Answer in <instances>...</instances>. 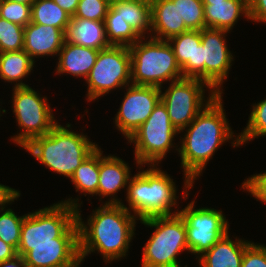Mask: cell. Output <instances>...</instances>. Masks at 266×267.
Returning <instances> with one entry per match:
<instances>
[{
    "label": "cell",
    "mask_w": 266,
    "mask_h": 267,
    "mask_svg": "<svg viewBox=\"0 0 266 267\" xmlns=\"http://www.w3.org/2000/svg\"><path fill=\"white\" fill-rule=\"evenodd\" d=\"M6 207L5 205L0 208V239L17 251L21 226L26 214L18 216L11 208L6 209Z\"/></svg>",
    "instance_id": "f1b7e54d"
},
{
    "label": "cell",
    "mask_w": 266,
    "mask_h": 267,
    "mask_svg": "<svg viewBox=\"0 0 266 267\" xmlns=\"http://www.w3.org/2000/svg\"><path fill=\"white\" fill-rule=\"evenodd\" d=\"M72 184L76 188V192L84 196L97 195L99 184V147L89 155L81 165L75 170L70 177Z\"/></svg>",
    "instance_id": "484cf974"
},
{
    "label": "cell",
    "mask_w": 266,
    "mask_h": 267,
    "mask_svg": "<svg viewBox=\"0 0 266 267\" xmlns=\"http://www.w3.org/2000/svg\"><path fill=\"white\" fill-rule=\"evenodd\" d=\"M35 62L22 50L0 53V79L14 84V88L28 87L22 82L31 72ZM23 79V80H22Z\"/></svg>",
    "instance_id": "cb8c5ba5"
},
{
    "label": "cell",
    "mask_w": 266,
    "mask_h": 267,
    "mask_svg": "<svg viewBox=\"0 0 266 267\" xmlns=\"http://www.w3.org/2000/svg\"><path fill=\"white\" fill-rule=\"evenodd\" d=\"M17 255L23 256L27 267H62L79 257L78 238H56V243L19 244Z\"/></svg>",
    "instance_id": "9a60e30c"
},
{
    "label": "cell",
    "mask_w": 266,
    "mask_h": 267,
    "mask_svg": "<svg viewBox=\"0 0 266 267\" xmlns=\"http://www.w3.org/2000/svg\"><path fill=\"white\" fill-rule=\"evenodd\" d=\"M87 101L92 102L131 82V55L128 46L110 45L99 51L96 62L86 78Z\"/></svg>",
    "instance_id": "30bf717a"
},
{
    "label": "cell",
    "mask_w": 266,
    "mask_h": 267,
    "mask_svg": "<svg viewBox=\"0 0 266 267\" xmlns=\"http://www.w3.org/2000/svg\"><path fill=\"white\" fill-rule=\"evenodd\" d=\"M241 267H266V246L251 242L245 248Z\"/></svg>",
    "instance_id": "e575fe53"
},
{
    "label": "cell",
    "mask_w": 266,
    "mask_h": 267,
    "mask_svg": "<svg viewBox=\"0 0 266 267\" xmlns=\"http://www.w3.org/2000/svg\"><path fill=\"white\" fill-rule=\"evenodd\" d=\"M195 78L204 81L203 45H196Z\"/></svg>",
    "instance_id": "f35d334b"
},
{
    "label": "cell",
    "mask_w": 266,
    "mask_h": 267,
    "mask_svg": "<svg viewBox=\"0 0 266 267\" xmlns=\"http://www.w3.org/2000/svg\"><path fill=\"white\" fill-rule=\"evenodd\" d=\"M79 198H69L50 207L27 213L21 226L19 244L56 243V238H78L76 208Z\"/></svg>",
    "instance_id": "8992f818"
},
{
    "label": "cell",
    "mask_w": 266,
    "mask_h": 267,
    "mask_svg": "<svg viewBox=\"0 0 266 267\" xmlns=\"http://www.w3.org/2000/svg\"><path fill=\"white\" fill-rule=\"evenodd\" d=\"M71 16L53 0H35L31 5V22L50 25L61 29L64 33Z\"/></svg>",
    "instance_id": "4316f807"
},
{
    "label": "cell",
    "mask_w": 266,
    "mask_h": 267,
    "mask_svg": "<svg viewBox=\"0 0 266 267\" xmlns=\"http://www.w3.org/2000/svg\"><path fill=\"white\" fill-rule=\"evenodd\" d=\"M107 41L110 45L131 46L142 37L111 6L104 20Z\"/></svg>",
    "instance_id": "83f0119b"
},
{
    "label": "cell",
    "mask_w": 266,
    "mask_h": 267,
    "mask_svg": "<svg viewBox=\"0 0 266 267\" xmlns=\"http://www.w3.org/2000/svg\"><path fill=\"white\" fill-rule=\"evenodd\" d=\"M100 50L88 48L64 41L58 53L55 73L70 74L86 80L93 68Z\"/></svg>",
    "instance_id": "ffe728a7"
},
{
    "label": "cell",
    "mask_w": 266,
    "mask_h": 267,
    "mask_svg": "<svg viewBox=\"0 0 266 267\" xmlns=\"http://www.w3.org/2000/svg\"><path fill=\"white\" fill-rule=\"evenodd\" d=\"M179 131L172 125L167 109L160 101L148 119L131 135L128 142L135 145V163L140 170L143 165H158L174 146V136ZM142 167V169H141Z\"/></svg>",
    "instance_id": "ba28073f"
},
{
    "label": "cell",
    "mask_w": 266,
    "mask_h": 267,
    "mask_svg": "<svg viewBox=\"0 0 266 267\" xmlns=\"http://www.w3.org/2000/svg\"><path fill=\"white\" fill-rule=\"evenodd\" d=\"M232 240L227 233L217 241L210 249L202 253L198 258L201 267H241L245 248L251 241L244 239Z\"/></svg>",
    "instance_id": "44dd1931"
},
{
    "label": "cell",
    "mask_w": 266,
    "mask_h": 267,
    "mask_svg": "<svg viewBox=\"0 0 266 267\" xmlns=\"http://www.w3.org/2000/svg\"><path fill=\"white\" fill-rule=\"evenodd\" d=\"M24 48V27L0 17V53Z\"/></svg>",
    "instance_id": "1f68e13d"
},
{
    "label": "cell",
    "mask_w": 266,
    "mask_h": 267,
    "mask_svg": "<svg viewBox=\"0 0 266 267\" xmlns=\"http://www.w3.org/2000/svg\"><path fill=\"white\" fill-rule=\"evenodd\" d=\"M20 192L9 186L0 184V208L11 204L20 197Z\"/></svg>",
    "instance_id": "74e56055"
},
{
    "label": "cell",
    "mask_w": 266,
    "mask_h": 267,
    "mask_svg": "<svg viewBox=\"0 0 266 267\" xmlns=\"http://www.w3.org/2000/svg\"><path fill=\"white\" fill-rule=\"evenodd\" d=\"M47 99L30 86L13 87L12 110L22 131L11 139L19 147L26 146L35 137L48 134L58 123Z\"/></svg>",
    "instance_id": "9c48e42d"
},
{
    "label": "cell",
    "mask_w": 266,
    "mask_h": 267,
    "mask_svg": "<svg viewBox=\"0 0 266 267\" xmlns=\"http://www.w3.org/2000/svg\"><path fill=\"white\" fill-rule=\"evenodd\" d=\"M195 200L179 211L186 227L189 253L199 257L229 231V223L221 210L201 207L195 209Z\"/></svg>",
    "instance_id": "7c38bea8"
},
{
    "label": "cell",
    "mask_w": 266,
    "mask_h": 267,
    "mask_svg": "<svg viewBox=\"0 0 266 267\" xmlns=\"http://www.w3.org/2000/svg\"><path fill=\"white\" fill-rule=\"evenodd\" d=\"M0 267H27L23 256L16 255L14 258L0 262Z\"/></svg>",
    "instance_id": "b9f144b4"
},
{
    "label": "cell",
    "mask_w": 266,
    "mask_h": 267,
    "mask_svg": "<svg viewBox=\"0 0 266 267\" xmlns=\"http://www.w3.org/2000/svg\"><path fill=\"white\" fill-rule=\"evenodd\" d=\"M0 17L25 27L31 22V5L0 0Z\"/></svg>",
    "instance_id": "d6a6232c"
},
{
    "label": "cell",
    "mask_w": 266,
    "mask_h": 267,
    "mask_svg": "<svg viewBox=\"0 0 266 267\" xmlns=\"http://www.w3.org/2000/svg\"><path fill=\"white\" fill-rule=\"evenodd\" d=\"M148 38L147 41L142 37L129 46L132 84L163 88V82L182 79L181 68L169 42Z\"/></svg>",
    "instance_id": "5b68a950"
},
{
    "label": "cell",
    "mask_w": 266,
    "mask_h": 267,
    "mask_svg": "<svg viewBox=\"0 0 266 267\" xmlns=\"http://www.w3.org/2000/svg\"><path fill=\"white\" fill-rule=\"evenodd\" d=\"M223 105L222 94H217L195 119L179 132L180 134L186 131L184 137H180V147L176 148L181 157L185 177L183 199H188V190L193 188L194 180L203 174L207 162L221 145L231 139L233 147L241 146L239 135L234 138Z\"/></svg>",
    "instance_id": "6da1fadb"
},
{
    "label": "cell",
    "mask_w": 266,
    "mask_h": 267,
    "mask_svg": "<svg viewBox=\"0 0 266 267\" xmlns=\"http://www.w3.org/2000/svg\"><path fill=\"white\" fill-rule=\"evenodd\" d=\"M177 2L178 12L189 30L201 31L205 26L202 0H171Z\"/></svg>",
    "instance_id": "4dcf8cb0"
},
{
    "label": "cell",
    "mask_w": 266,
    "mask_h": 267,
    "mask_svg": "<svg viewBox=\"0 0 266 267\" xmlns=\"http://www.w3.org/2000/svg\"><path fill=\"white\" fill-rule=\"evenodd\" d=\"M249 19L266 23V0H248Z\"/></svg>",
    "instance_id": "8d00e7d4"
},
{
    "label": "cell",
    "mask_w": 266,
    "mask_h": 267,
    "mask_svg": "<svg viewBox=\"0 0 266 267\" xmlns=\"http://www.w3.org/2000/svg\"><path fill=\"white\" fill-rule=\"evenodd\" d=\"M205 87L210 91L207 98L204 96L207 90L204 89ZM160 95L172 125L180 132L214 99L217 93L205 81L182 78L170 82L165 92L160 88Z\"/></svg>",
    "instance_id": "8fae6325"
},
{
    "label": "cell",
    "mask_w": 266,
    "mask_h": 267,
    "mask_svg": "<svg viewBox=\"0 0 266 267\" xmlns=\"http://www.w3.org/2000/svg\"><path fill=\"white\" fill-rule=\"evenodd\" d=\"M111 4V0H79L77 10L72 17L104 21Z\"/></svg>",
    "instance_id": "836d02e7"
},
{
    "label": "cell",
    "mask_w": 266,
    "mask_h": 267,
    "mask_svg": "<svg viewBox=\"0 0 266 267\" xmlns=\"http://www.w3.org/2000/svg\"><path fill=\"white\" fill-rule=\"evenodd\" d=\"M226 30L203 28L201 44L203 45L204 81L217 93L222 94V85L228 78L234 57L228 48Z\"/></svg>",
    "instance_id": "5bb4252c"
},
{
    "label": "cell",
    "mask_w": 266,
    "mask_h": 267,
    "mask_svg": "<svg viewBox=\"0 0 266 267\" xmlns=\"http://www.w3.org/2000/svg\"><path fill=\"white\" fill-rule=\"evenodd\" d=\"M261 136H266V99L253 104L247 126L239 133L240 145Z\"/></svg>",
    "instance_id": "f546056e"
},
{
    "label": "cell",
    "mask_w": 266,
    "mask_h": 267,
    "mask_svg": "<svg viewBox=\"0 0 266 267\" xmlns=\"http://www.w3.org/2000/svg\"><path fill=\"white\" fill-rule=\"evenodd\" d=\"M158 165H150L148 169L138 171L131 177L126 188V200L129 207L121 204L141 221L154 216H170L177 205V188L173 178ZM150 167V168H149Z\"/></svg>",
    "instance_id": "277c9868"
},
{
    "label": "cell",
    "mask_w": 266,
    "mask_h": 267,
    "mask_svg": "<svg viewBox=\"0 0 266 267\" xmlns=\"http://www.w3.org/2000/svg\"><path fill=\"white\" fill-rule=\"evenodd\" d=\"M140 223L155 228L142 249L141 266L181 267L177 256L185 250L189 252L185 222L181 215L178 213L170 216H154L141 220Z\"/></svg>",
    "instance_id": "52a82bcc"
},
{
    "label": "cell",
    "mask_w": 266,
    "mask_h": 267,
    "mask_svg": "<svg viewBox=\"0 0 266 267\" xmlns=\"http://www.w3.org/2000/svg\"><path fill=\"white\" fill-rule=\"evenodd\" d=\"M69 128L70 123L65 127L57 123L48 134L35 137L23 149L50 171L70 179L98 144L91 142L83 132L79 134Z\"/></svg>",
    "instance_id": "3957f363"
},
{
    "label": "cell",
    "mask_w": 266,
    "mask_h": 267,
    "mask_svg": "<svg viewBox=\"0 0 266 267\" xmlns=\"http://www.w3.org/2000/svg\"><path fill=\"white\" fill-rule=\"evenodd\" d=\"M10 1L18 2V3H22V4L32 5L35 0H10Z\"/></svg>",
    "instance_id": "ee69618b"
},
{
    "label": "cell",
    "mask_w": 266,
    "mask_h": 267,
    "mask_svg": "<svg viewBox=\"0 0 266 267\" xmlns=\"http://www.w3.org/2000/svg\"><path fill=\"white\" fill-rule=\"evenodd\" d=\"M173 49L183 78H195L196 45L201 44V31L188 30L167 40Z\"/></svg>",
    "instance_id": "d4e9b609"
},
{
    "label": "cell",
    "mask_w": 266,
    "mask_h": 267,
    "mask_svg": "<svg viewBox=\"0 0 266 267\" xmlns=\"http://www.w3.org/2000/svg\"><path fill=\"white\" fill-rule=\"evenodd\" d=\"M64 32L50 25L28 23L24 27V48L31 59L58 56L65 41Z\"/></svg>",
    "instance_id": "e0dca14e"
},
{
    "label": "cell",
    "mask_w": 266,
    "mask_h": 267,
    "mask_svg": "<svg viewBox=\"0 0 266 267\" xmlns=\"http://www.w3.org/2000/svg\"><path fill=\"white\" fill-rule=\"evenodd\" d=\"M150 2L151 33H148L147 39L152 37L159 40H168L189 30L182 17H180L177 2L171 0H150Z\"/></svg>",
    "instance_id": "ac0fdd59"
},
{
    "label": "cell",
    "mask_w": 266,
    "mask_h": 267,
    "mask_svg": "<svg viewBox=\"0 0 266 267\" xmlns=\"http://www.w3.org/2000/svg\"><path fill=\"white\" fill-rule=\"evenodd\" d=\"M17 251L9 244L0 239V262L14 258Z\"/></svg>",
    "instance_id": "ab89813d"
},
{
    "label": "cell",
    "mask_w": 266,
    "mask_h": 267,
    "mask_svg": "<svg viewBox=\"0 0 266 267\" xmlns=\"http://www.w3.org/2000/svg\"><path fill=\"white\" fill-rule=\"evenodd\" d=\"M58 6L66 11L71 17L74 16L79 0H53Z\"/></svg>",
    "instance_id": "60d3db41"
},
{
    "label": "cell",
    "mask_w": 266,
    "mask_h": 267,
    "mask_svg": "<svg viewBox=\"0 0 266 267\" xmlns=\"http://www.w3.org/2000/svg\"><path fill=\"white\" fill-rule=\"evenodd\" d=\"M83 260L79 257L73 264L62 267H80Z\"/></svg>",
    "instance_id": "7bdbcfd3"
},
{
    "label": "cell",
    "mask_w": 266,
    "mask_h": 267,
    "mask_svg": "<svg viewBox=\"0 0 266 267\" xmlns=\"http://www.w3.org/2000/svg\"><path fill=\"white\" fill-rule=\"evenodd\" d=\"M131 171L128 163L118 156H103L99 147V184L97 195L102 198L111 197L105 204H121L122 200L115 195L123 188L128 187L131 179ZM102 197V198H101Z\"/></svg>",
    "instance_id": "2e32d148"
},
{
    "label": "cell",
    "mask_w": 266,
    "mask_h": 267,
    "mask_svg": "<svg viewBox=\"0 0 266 267\" xmlns=\"http://www.w3.org/2000/svg\"><path fill=\"white\" fill-rule=\"evenodd\" d=\"M205 26L231 31L241 16L249 20L248 0H202Z\"/></svg>",
    "instance_id": "d6986e66"
},
{
    "label": "cell",
    "mask_w": 266,
    "mask_h": 267,
    "mask_svg": "<svg viewBox=\"0 0 266 267\" xmlns=\"http://www.w3.org/2000/svg\"><path fill=\"white\" fill-rule=\"evenodd\" d=\"M80 207L76 208L79 255L84 261L88 254L98 251L105 263L126 257L130 242L135 236L136 221L139 220L122 204H102L87 222L82 221Z\"/></svg>",
    "instance_id": "7a4b0ae2"
},
{
    "label": "cell",
    "mask_w": 266,
    "mask_h": 267,
    "mask_svg": "<svg viewBox=\"0 0 266 267\" xmlns=\"http://www.w3.org/2000/svg\"><path fill=\"white\" fill-rule=\"evenodd\" d=\"M241 188L251 193L257 201L266 204V172L251 175L243 181Z\"/></svg>",
    "instance_id": "d590c367"
},
{
    "label": "cell",
    "mask_w": 266,
    "mask_h": 267,
    "mask_svg": "<svg viewBox=\"0 0 266 267\" xmlns=\"http://www.w3.org/2000/svg\"><path fill=\"white\" fill-rule=\"evenodd\" d=\"M110 6L118 12L141 36L151 33V2L150 0H111Z\"/></svg>",
    "instance_id": "603a6c76"
},
{
    "label": "cell",
    "mask_w": 266,
    "mask_h": 267,
    "mask_svg": "<svg viewBox=\"0 0 266 267\" xmlns=\"http://www.w3.org/2000/svg\"><path fill=\"white\" fill-rule=\"evenodd\" d=\"M115 116V126L128 140L161 101L160 88L130 84Z\"/></svg>",
    "instance_id": "4fadbf2b"
},
{
    "label": "cell",
    "mask_w": 266,
    "mask_h": 267,
    "mask_svg": "<svg viewBox=\"0 0 266 267\" xmlns=\"http://www.w3.org/2000/svg\"><path fill=\"white\" fill-rule=\"evenodd\" d=\"M65 42L96 50L110 46L107 41L104 21L71 17L65 31Z\"/></svg>",
    "instance_id": "7402d4cb"
}]
</instances>
